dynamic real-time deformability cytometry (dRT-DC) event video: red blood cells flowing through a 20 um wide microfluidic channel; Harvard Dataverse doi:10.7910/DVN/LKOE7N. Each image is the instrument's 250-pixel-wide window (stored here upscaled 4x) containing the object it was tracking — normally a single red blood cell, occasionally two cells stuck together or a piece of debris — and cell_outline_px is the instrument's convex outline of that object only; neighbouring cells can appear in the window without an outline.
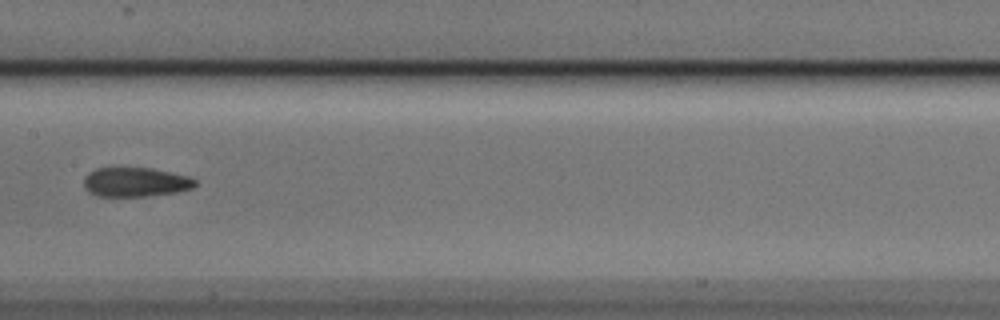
{"species": "Egyptian fruit bat (a non-hibernating species)", "species_latin": "Rousettus aegyptiacus", "temperature_condition": "cold", "stored_images_in_passage": 9, "camera_frame_rate_fps": 3000, "um_per_image_px": 0.085, "animal": {"sex": "male"}, "frame": {"image": 1, "passage_image": 9, "time_ms": 2.667, "image_size_px": [1000, 320], "cell_outline_px": [[196, 184], [192, 188], [176, 192], [144, 196], [96, 196], [88, 192], [84, 188], [84, 176], [88, 172], [96, 168], [152, 168], [188, 176], [196, 180]], "centroid_in_image_um": [11.47, 15.47], "position_along_channel_um": 195.9, "area_um2": 19.02}}